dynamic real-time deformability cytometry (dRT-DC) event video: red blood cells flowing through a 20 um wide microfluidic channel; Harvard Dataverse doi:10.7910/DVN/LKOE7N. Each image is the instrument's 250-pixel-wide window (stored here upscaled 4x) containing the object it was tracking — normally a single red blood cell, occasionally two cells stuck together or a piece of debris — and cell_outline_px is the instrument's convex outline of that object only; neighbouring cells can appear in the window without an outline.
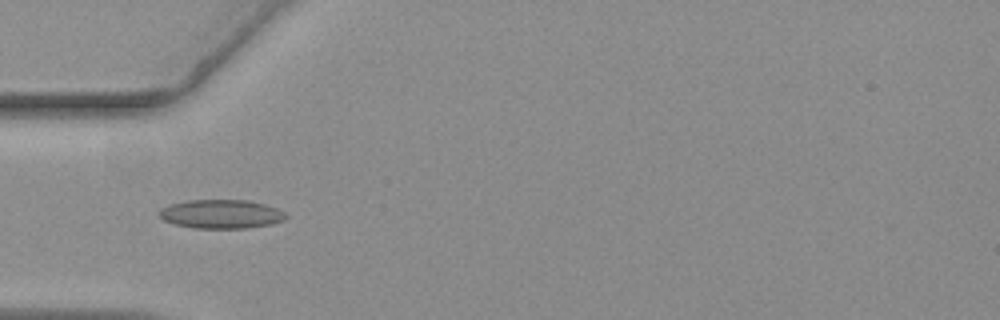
{"species": "common noctule bat (a hibernating species)", "species_latin": "Nyctalus noctula", "temperature_condition": "warm", "stored_images_in_passage": 10, "camera_frame_rate_fps": 3000, "um_per_image_px": 0.085, "animal": {"sex": "female", "body_mass_g": 19.3, "forearm_length_mm": 54.1}, "frame": {"image": 1, "passage_image": 4, "time_ms": 1.0, "image_size_px": [1000, 320], "cell_outline_px": [[288, 216], [284, 220], [272, 224], [248, 228], [196, 228], [176, 224], [164, 220], [160, 216], [160, 208], [172, 204], [188, 200], [248, 200], [264, 204], [276, 208], [284, 212]], "centroid_in_image_um": [18.84, 18.19], "position_along_channel_um": 66.2, "area_um2": 21.15}}
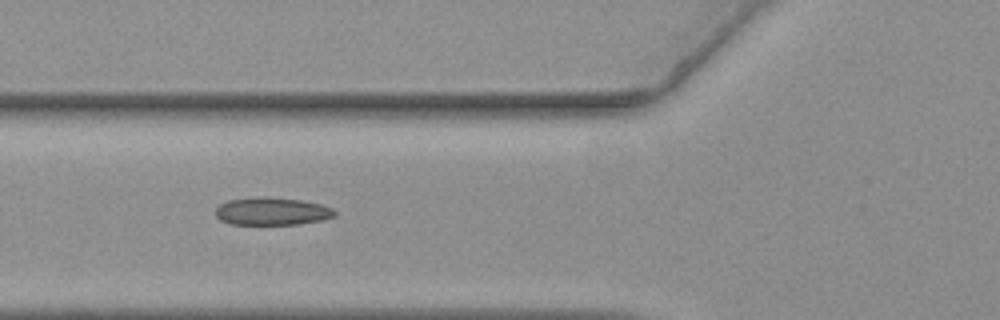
{"frame": {"image": 2, "passage_image": 7, "time_ms": 2.0, "image_size_px": [1000, 320], "cell_outline_px": [[336, 216], [324, 220], [300, 224], [232, 224], [220, 220], [216, 216], [216, 208], [220, 204], [228, 200], [256, 196], [268, 196], [300, 200], [320, 204], [332, 208], [336, 212]], "centroid_in_image_um": [23.13, 17.95], "position_along_channel_um": 102.7, "area_um2": 19.42}}